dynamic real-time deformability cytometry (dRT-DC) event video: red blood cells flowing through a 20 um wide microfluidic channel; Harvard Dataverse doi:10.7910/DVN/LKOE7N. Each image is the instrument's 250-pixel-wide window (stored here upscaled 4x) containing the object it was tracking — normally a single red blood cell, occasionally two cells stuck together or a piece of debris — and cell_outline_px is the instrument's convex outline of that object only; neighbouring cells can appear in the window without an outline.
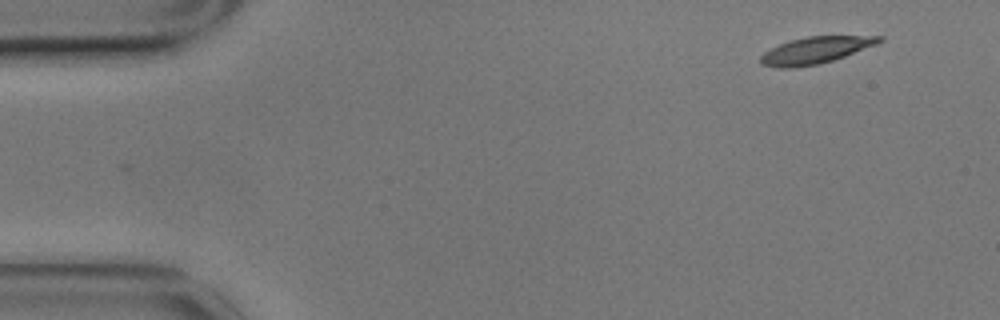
{"species": "common noctule bat (a hibernating species)", "species_latin": "Nyctalus noctula", "temperature_condition": "cold", "stored_images_in_passage": 54, "camera_frame_rate_fps": 3000, "um_per_image_px": 0.085, "animal": {"sex": "male", "body_mass_g": 17.9}, "frame": {"image": 1, "passage_image": 1, "time_ms": 0.0, "image_size_px": [1000, 320], "cell_outline_px": [[884, 40], [876, 44], [844, 56], [832, 60], [816, 64], [792, 68], [776, 68], [760, 64], [760, 56], [764, 52], [780, 44], [804, 36], [884, 36]], "centroid_in_image_um": [69.29, 4.27], "position_along_channel_um": 15.7, "area_um2": 18.26}}
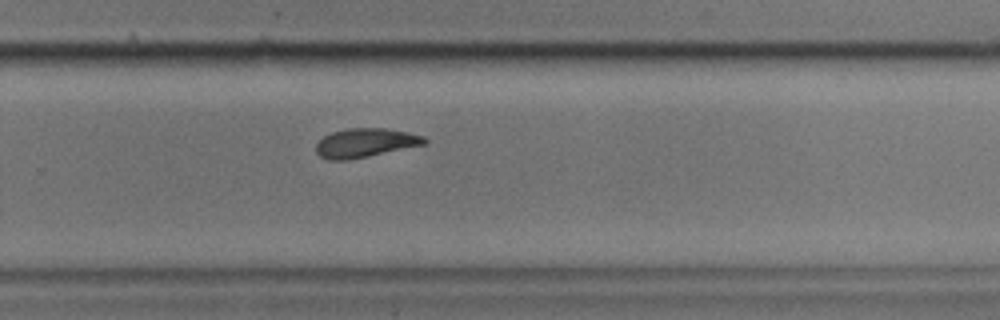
{"frame": {"image": 2, "passage_image": 34, "time_ms": 11.0, "image_size_px": [1000, 320], "cell_outline_px": [[428, 140], [424, 144], [368, 156], [348, 160], [328, 160], [320, 156], [316, 152], [316, 144], [324, 136], [332, 132], [348, 128], [384, 128], [408, 132], [424, 136]], "centroid_in_image_um": [31.03, 12.14], "position_along_channel_um": 298.8, "area_um2": 18.15}}
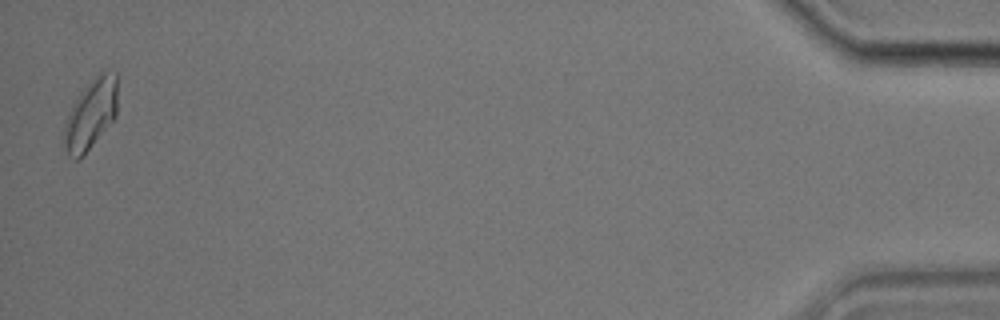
{"frame": {"image": 3, "passage_image": 53, "time_ms": 17.333, "image_size_px": [1000, 320], "cell_outline_px": [[116, 116], [84, 156], [80, 160], [76, 160], [68, 156], [60, 144], [64, 124], [72, 104], [80, 92], [92, 80], [104, 72], [116, 72]], "centroid_in_image_um": [7.64, 9.82], "position_along_channel_um": 427.6, "area_um2": 22.02}, "authors_computed_cell_mechanics": {"area_um2": 18.9584, "velocity_mm_per_s": 3.4636, "shape_relaxation_time_tau1_ms": null, "shape_relaxation_time_tau2_ms": 8.2675, "deformation_change_tau1": null, "deformation_change_tau2": 0.1366}}